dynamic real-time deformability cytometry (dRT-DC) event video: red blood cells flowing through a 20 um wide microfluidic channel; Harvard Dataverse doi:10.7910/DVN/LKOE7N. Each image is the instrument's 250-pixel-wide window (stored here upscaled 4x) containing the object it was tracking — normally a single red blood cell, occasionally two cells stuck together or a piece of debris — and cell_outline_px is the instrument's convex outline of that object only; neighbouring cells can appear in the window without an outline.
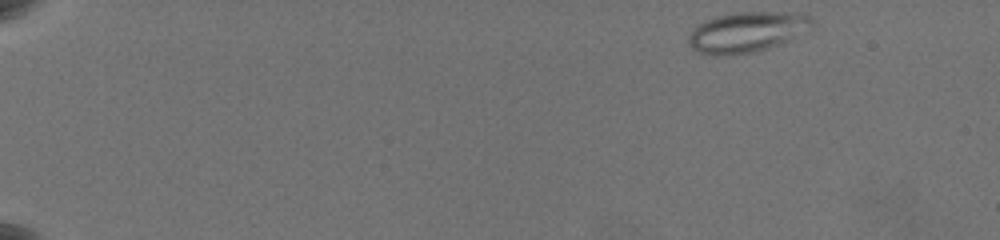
{"species": "common noctule bat (a hibernating species)", "species_latin": "Nyctalus noctula", "temperature_condition": "warm", "stored_images_in_passage": 40, "camera_frame_rate_fps": 3000, "um_per_image_px": 0.085, "animal": {"sex": "female", "body_mass_g": 19.5, "forearm_length_mm": 54.1}, "frame": {"image": 1, "passage_image": 1, "time_ms": 0.0, "image_size_px": [1000, 240], "cell_outline_px": [[816, 24], [812, 28], [780, 44], [768, 48], [752, 52], [732, 56], [712, 56], [696, 52], [688, 44], [688, 36], [700, 24], [716, 16], [732, 12], [800, 12], [812, 16]], "centroid_in_image_um": [63.53, 2.73], "position_along_channel_um": 21.5, "area_um2": 29.54}}
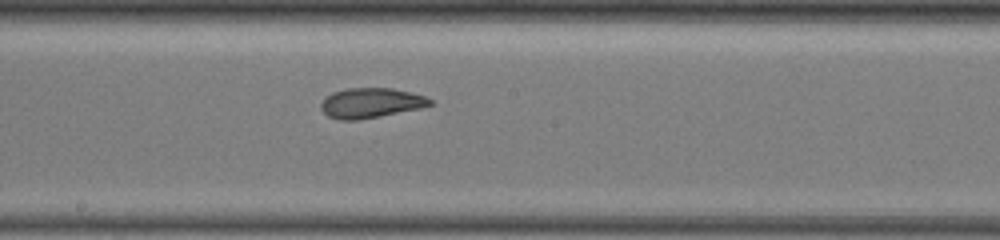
{"frame": {"image": 2, "passage_image": 27, "time_ms": 9.667, "image_size_px": [1000, 240], "cell_outline_px": [[436, 104], [420, 108], [380, 116], [356, 120], [340, 120], [328, 116], [320, 108], [320, 104], [324, 96], [332, 92], [348, 88], [392, 88], [424, 96], [432, 100]], "centroid_in_image_um": [31.49, 8.75], "position_along_channel_um": 216.7, "area_um2": 19.07}}
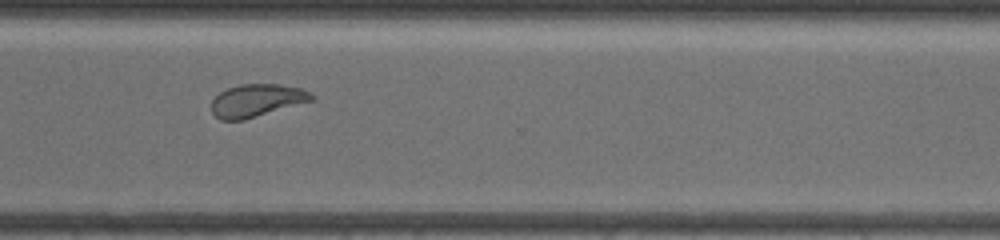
{"frame": {"image": 3, "passage_image": 39, "time_ms": 13.333, "image_size_px": [1000, 240], "cell_outline_px": [[316, 96], [312, 100], [244, 120], [220, 120], [212, 112], [212, 100], [220, 92], [228, 88], [240, 84], [280, 84], [300, 88]], "centroid_in_image_um": [21.8, 8.53], "position_along_channel_um": 348.8, "area_um2": 18.84}}